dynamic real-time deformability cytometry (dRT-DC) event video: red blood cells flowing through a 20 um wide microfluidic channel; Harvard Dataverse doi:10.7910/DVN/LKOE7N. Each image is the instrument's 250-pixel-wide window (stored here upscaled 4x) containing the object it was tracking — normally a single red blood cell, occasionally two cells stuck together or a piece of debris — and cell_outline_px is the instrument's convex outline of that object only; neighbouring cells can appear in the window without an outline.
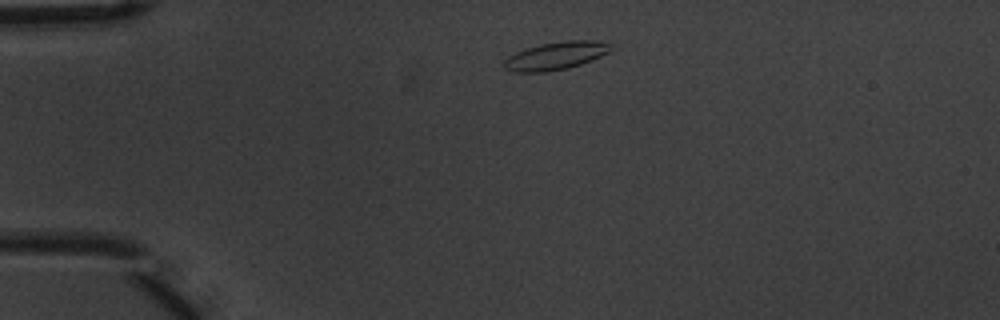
{"species": "common noctule bat (a hibernating species)", "species_latin": "Nyctalus noctula", "temperature_condition": "warm", "stored_images_in_passage": 3, "camera_frame_rate_fps": 3000, "um_per_image_px": 0.085, "animal": {"sex": "male", "body_mass_g": 20.1, "forearm_length_mm": 53.5}, "frame": {"image": 1, "passage_image": 1, "time_ms": 0.0, "image_size_px": [1000, 320], "cell_outline_px": [[612, 48], [608, 52], [592, 60], [568, 68], [548, 72], [512, 72], [504, 68], [504, 60], [508, 56], [516, 52], [540, 44], [568, 40], [596, 40], [612, 44]], "centroid_in_image_um": [47.24, 4.74], "position_along_channel_um": 37.8, "area_um2": 17.34}}
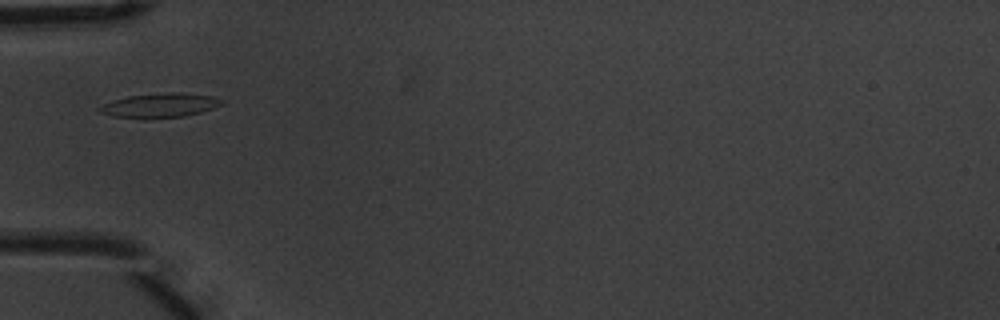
{"frame": {"image": 2, "passage_image": 3, "time_ms": 0.667, "image_size_px": [1000, 320], "cell_outline_px": [[224, 104], [200, 112], [184, 116], [116, 116], [100, 112], [96, 108], [112, 100], [128, 96], [168, 92], [180, 92], [212, 96], [224, 100]], "centroid_in_image_um": [13.65, 8.91], "position_along_channel_um": 71.4, "area_um2": 16.53}}